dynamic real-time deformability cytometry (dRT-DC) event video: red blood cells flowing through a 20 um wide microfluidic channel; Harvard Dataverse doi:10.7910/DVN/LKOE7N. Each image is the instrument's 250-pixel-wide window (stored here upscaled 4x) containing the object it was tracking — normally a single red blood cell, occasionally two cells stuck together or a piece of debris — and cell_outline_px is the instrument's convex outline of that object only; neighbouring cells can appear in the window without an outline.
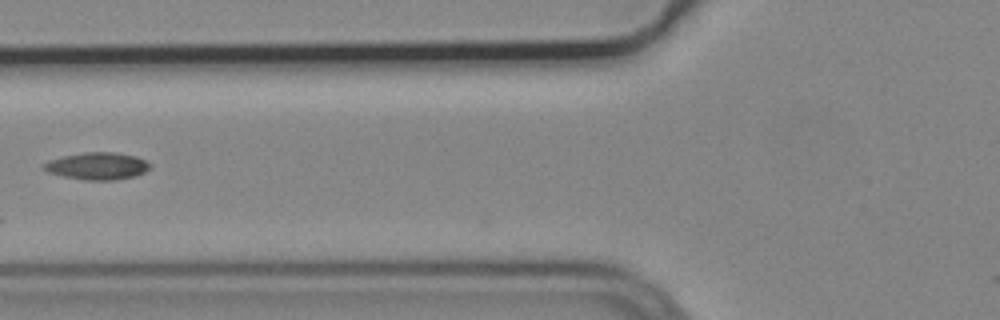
{"species": "common noctule bat (a hibernating species)", "species_latin": "Nyctalus noctula", "temperature_condition": "cold", "stored_images_in_passage": 7, "camera_frame_rate_fps": 3000, "um_per_image_px": 0.085, "animal": {"sex": "male", "body_mass_g": 19.2, "forearm_length_mm": 51.8}, "frame": {"image": 1, "passage_image": 7, "time_ms": 2.0, "image_size_px": [1000, 320], "cell_outline_px": [[152, 168], [136, 176], [116, 180], [84, 180], [64, 176], [48, 172], [40, 164], [48, 160], [64, 156], [84, 152], [116, 152], [136, 156], [152, 164]], "centroid_in_image_um": [8.3, 14.11], "position_along_channel_um": 117.5, "area_um2": 16.99}}